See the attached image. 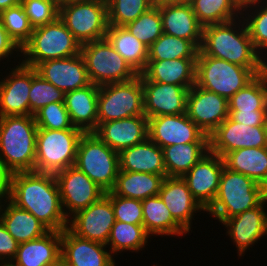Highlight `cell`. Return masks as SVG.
I'll return each mask as SVG.
<instances>
[{"mask_svg": "<svg viewBox=\"0 0 267 266\" xmlns=\"http://www.w3.org/2000/svg\"><path fill=\"white\" fill-rule=\"evenodd\" d=\"M98 125L144 114L141 74L133 80L99 86Z\"/></svg>", "mask_w": 267, "mask_h": 266, "instance_id": "11", "label": "cell"}, {"mask_svg": "<svg viewBox=\"0 0 267 266\" xmlns=\"http://www.w3.org/2000/svg\"><path fill=\"white\" fill-rule=\"evenodd\" d=\"M106 244L80 238L68 228L61 231V263L64 266H116Z\"/></svg>", "mask_w": 267, "mask_h": 266, "instance_id": "21", "label": "cell"}, {"mask_svg": "<svg viewBox=\"0 0 267 266\" xmlns=\"http://www.w3.org/2000/svg\"><path fill=\"white\" fill-rule=\"evenodd\" d=\"M186 114L209 136L229 116L228 99L195 84L187 95Z\"/></svg>", "mask_w": 267, "mask_h": 266, "instance_id": "16", "label": "cell"}, {"mask_svg": "<svg viewBox=\"0 0 267 266\" xmlns=\"http://www.w3.org/2000/svg\"><path fill=\"white\" fill-rule=\"evenodd\" d=\"M223 160L229 170L246 175L267 189V147L231 151Z\"/></svg>", "mask_w": 267, "mask_h": 266, "instance_id": "31", "label": "cell"}, {"mask_svg": "<svg viewBox=\"0 0 267 266\" xmlns=\"http://www.w3.org/2000/svg\"><path fill=\"white\" fill-rule=\"evenodd\" d=\"M189 1H191V0H182V2H189Z\"/></svg>", "mask_w": 267, "mask_h": 266, "instance_id": "57", "label": "cell"}, {"mask_svg": "<svg viewBox=\"0 0 267 266\" xmlns=\"http://www.w3.org/2000/svg\"><path fill=\"white\" fill-rule=\"evenodd\" d=\"M74 166L105 192H109L113 189L120 170L119 155L94 132L83 133Z\"/></svg>", "mask_w": 267, "mask_h": 266, "instance_id": "9", "label": "cell"}, {"mask_svg": "<svg viewBox=\"0 0 267 266\" xmlns=\"http://www.w3.org/2000/svg\"><path fill=\"white\" fill-rule=\"evenodd\" d=\"M7 198L33 214L50 231L61 232L68 227L55 174L35 171L9 174Z\"/></svg>", "mask_w": 267, "mask_h": 266, "instance_id": "1", "label": "cell"}, {"mask_svg": "<svg viewBox=\"0 0 267 266\" xmlns=\"http://www.w3.org/2000/svg\"><path fill=\"white\" fill-rule=\"evenodd\" d=\"M254 0H237V2L241 5V6H243V5H245V4H248V3H251V2H253Z\"/></svg>", "mask_w": 267, "mask_h": 266, "instance_id": "55", "label": "cell"}, {"mask_svg": "<svg viewBox=\"0 0 267 266\" xmlns=\"http://www.w3.org/2000/svg\"><path fill=\"white\" fill-rule=\"evenodd\" d=\"M106 39L138 74L145 70L148 64V47L125 27L109 25Z\"/></svg>", "mask_w": 267, "mask_h": 266, "instance_id": "35", "label": "cell"}, {"mask_svg": "<svg viewBox=\"0 0 267 266\" xmlns=\"http://www.w3.org/2000/svg\"><path fill=\"white\" fill-rule=\"evenodd\" d=\"M252 147H267V125L248 126L227 117L209 135V151L222 158L231 151Z\"/></svg>", "mask_w": 267, "mask_h": 266, "instance_id": "13", "label": "cell"}, {"mask_svg": "<svg viewBox=\"0 0 267 266\" xmlns=\"http://www.w3.org/2000/svg\"><path fill=\"white\" fill-rule=\"evenodd\" d=\"M59 19L82 45L106 37L109 27L106 0H65Z\"/></svg>", "mask_w": 267, "mask_h": 266, "instance_id": "7", "label": "cell"}, {"mask_svg": "<svg viewBox=\"0 0 267 266\" xmlns=\"http://www.w3.org/2000/svg\"><path fill=\"white\" fill-rule=\"evenodd\" d=\"M0 266H9V264L4 263V262H0Z\"/></svg>", "mask_w": 267, "mask_h": 266, "instance_id": "56", "label": "cell"}, {"mask_svg": "<svg viewBox=\"0 0 267 266\" xmlns=\"http://www.w3.org/2000/svg\"><path fill=\"white\" fill-rule=\"evenodd\" d=\"M94 133L111 149L120 152L148 138V118L131 116L100 123Z\"/></svg>", "mask_w": 267, "mask_h": 266, "instance_id": "23", "label": "cell"}, {"mask_svg": "<svg viewBox=\"0 0 267 266\" xmlns=\"http://www.w3.org/2000/svg\"><path fill=\"white\" fill-rule=\"evenodd\" d=\"M164 178L158 174L119 170L111 192L124 198L142 201L159 194Z\"/></svg>", "mask_w": 267, "mask_h": 266, "instance_id": "32", "label": "cell"}, {"mask_svg": "<svg viewBox=\"0 0 267 266\" xmlns=\"http://www.w3.org/2000/svg\"><path fill=\"white\" fill-rule=\"evenodd\" d=\"M241 16L247 26L255 50L267 60V0H254L243 5Z\"/></svg>", "mask_w": 267, "mask_h": 266, "instance_id": "39", "label": "cell"}, {"mask_svg": "<svg viewBox=\"0 0 267 266\" xmlns=\"http://www.w3.org/2000/svg\"><path fill=\"white\" fill-rule=\"evenodd\" d=\"M143 227L150 236H183L186 231L173 219L170 210L157 196L142 200Z\"/></svg>", "mask_w": 267, "mask_h": 266, "instance_id": "33", "label": "cell"}, {"mask_svg": "<svg viewBox=\"0 0 267 266\" xmlns=\"http://www.w3.org/2000/svg\"><path fill=\"white\" fill-rule=\"evenodd\" d=\"M115 215L110 198L105 194L98 201L76 212L68 219V229L76 236L107 244Z\"/></svg>", "mask_w": 267, "mask_h": 266, "instance_id": "14", "label": "cell"}, {"mask_svg": "<svg viewBox=\"0 0 267 266\" xmlns=\"http://www.w3.org/2000/svg\"><path fill=\"white\" fill-rule=\"evenodd\" d=\"M229 111H267V70L228 99Z\"/></svg>", "mask_w": 267, "mask_h": 266, "instance_id": "38", "label": "cell"}, {"mask_svg": "<svg viewBox=\"0 0 267 266\" xmlns=\"http://www.w3.org/2000/svg\"><path fill=\"white\" fill-rule=\"evenodd\" d=\"M0 19L9 37L21 49L29 41L34 29L22 4L2 10Z\"/></svg>", "mask_w": 267, "mask_h": 266, "instance_id": "41", "label": "cell"}, {"mask_svg": "<svg viewBox=\"0 0 267 266\" xmlns=\"http://www.w3.org/2000/svg\"><path fill=\"white\" fill-rule=\"evenodd\" d=\"M266 197L267 189L262 185L224 166L217 195L205 212L222 223L258 206Z\"/></svg>", "mask_w": 267, "mask_h": 266, "instance_id": "4", "label": "cell"}, {"mask_svg": "<svg viewBox=\"0 0 267 266\" xmlns=\"http://www.w3.org/2000/svg\"><path fill=\"white\" fill-rule=\"evenodd\" d=\"M228 117L248 126L267 125V111H229Z\"/></svg>", "mask_w": 267, "mask_h": 266, "instance_id": "49", "label": "cell"}, {"mask_svg": "<svg viewBox=\"0 0 267 266\" xmlns=\"http://www.w3.org/2000/svg\"><path fill=\"white\" fill-rule=\"evenodd\" d=\"M0 221L6 230L20 244L38 239L50 230L33 214L5 200Z\"/></svg>", "mask_w": 267, "mask_h": 266, "instance_id": "30", "label": "cell"}, {"mask_svg": "<svg viewBox=\"0 0 267 266\" xmlns=\"http://www.w3.org/2000/svg\"><path fill=\"white\" fill-rule=\"evenodd\" d=\"M198 52L199 48L192 41L163 33L148 48V61L197 59Z\"/></svg>", "mask_w": 267, "mask_h": 266, "instance_id": "40", "label": "cell"}, {"mask_svg": "<svg viewBox=\"0 0 267 266\" xmlns=\"http://www.w3.org/2000/svg\"><path fill=\"white\" fill-rule=\"evenodd\" d=\"M99 86H88L65 93V106L75 128L84 133L94 132L98 126Z\"/></svg>", "mask_w": 267, "mask_h": 266, "instance_id": "27", "label": "cell"}, {"mask_svg": "<svg viewBox=\"0 0 267 266\" xmlns=\"http://www.w3.org/2000/svg\"><path fill=\"white\" fill-rule=\"evenodd\" d=\"M55 176L62 209L67 219L98 201L106 193L74 165L57 172Z\"/></svg>", "mask_w": 267, "mask_h": 266, "instance_id": "12", "label": "cell"}, {"mask_svg": "<svg viewBox=\"0 0 267 266\" xmlns=\"http://www.w3.org/2000/svg\"><path fill=\"white\" fill-rule=\"evenodd\" d=\"M147 118L186 113L189 90L183 86L148 81L141 74Z\"/></svg>", "mask_w": 267, "mask_h": 266, "instance_id": "20", "label": "cell"}, {"mask_svg": "<svg viewBox=\"0 0 267 266\" xmlns=\"http://www.w3.org/2000/svg\"><path fill=\"white\" fill-rule=\"evenodd\" d=\"M196 60L178 58L148 61L141 74L148 81L180 85L189 90L196 83Z\"/></svg>", "mask_w": 267, "mask_h": 266, "instance_id": "29", "label": "cell"}, {"mask_svg": "<svg viewBox=\"0 0 267 266\" xmlns=\"http://www.w3.org/2000/svg\"><path fill=\"white\" fill-rule=\"evenodd\" d=\"M111 200L115 221L131 224H143L142 201L114 195L111 191L105 193Z\"/></svg>", "mask_w": 267, "mask_h": 266, "instance_id": "47", "label": "cell"}, {"mask_svg": "<svg viewBox=\"0 0 267 266\" xmlns=\"http://www.w3.org/2000/svg\"><path fill=\"white\" fill-rule=\"evenodd\" d=\"M118 155L121 171L152 173L167 177L163 150L149 138L123 149Z\"/></svg>", "mask_w": 267, "mask_h": 266, "instance_id": "28", "label": "cell"}, {"mask_svg": "<svg viewBox=\"0 0 267 266\" xmlns=\"http://www.w3.org/2000/svg\"><path fill=\"white\" fill-rule=\"evenodd\" d=\"M163 33L192 41L199 49L202 44L203 27L199 24L189 2L158 6Z\"/></svg>", "mask_w": 267, "mask_h": 266, "instance_id": "25", "label": "cell"}, {"mask_svg": "<svg viewBox=\"0 0 267 266\" xmlns=\"http://www.w3.org/2000/svg\"><path fill=\"white\" fill-rule=\"evenodd\" d=\"M57 266H64L61 262Z\"/></svg>", "mask_w": 267, "mask_h": 266, "instance_id": "58", "label": "cell"}, {"mask_svg": "<svg viewBox=\"0 0 267 266\" xmlns=\"http://www.w3.org/2000/svg\"><path fill=\"white\" fill-rule=\"evenodd\" d=\"M162 150L167 177H182L209 152V142L180 143Z\"/></svg>", "mask_w": 267, "mask_h": 266, "instance_id": "34", "label": "cell"}, {"mask_svg": "<svg viewBox=\"0 0 267 266\" xmlns=\"http://www.w3.org/2000/svg\"><path fill=\"white\" fill-rule=\"evenodd\" d=\"M90 82L101 86L133 80L139 74L105 38L81 45Z\"/></svg>", "mask_w": 267, "mask_h": 266, "instance_id": "10", "label": "cell"}, {"mask_svg": "<svg viewBox=\"0 0 267 266\" xmlns=\"http://www.w3.org/2000/svg\"><path fill=\"white\" fill-rule=\"evenodd\" d=\"M267 68H246L205 55L200 49L196 60V85L230 99Z\"/></svg>", "mask_w": 267, "mask_h": 266, "instance_id": "5", "label": "cell"}, {"mask_svg": "<svg viewBox=\"0 0 267 266\" xmlns=\"http://www.w3.org/2000/svg\"><path fill=\"white\" fill-rule=\"evenodd\" d=\"M148 138L160 148L180 143L209 142V136L186 113L148 118Z\"/></svg>", "mask_w": 267, "mask_h": 266, "instance_id": "15", "label": "cell"}, {"mask_svg": "<svg viewBox=\"0 0 267 266\" xmlns=\"http://www.w3.org/2000/svg\"><path fill=\"white\" fill-rule=\"evenodd\" d=\"M35 69L63 93L86 87L91 83L81 53L67 58L43 61Z\"/></svg>", "mask_w": 267, "mask_h": 266, "instance_id": "22", "label": "cell"}, {"mask_svg": "<svg viewBox=\"0 0 267 266\" xmlns=\"http://www.w3.org/2000/svg\"><path fill=\"white\" fill-rule=\"evenodd\" d=\"M150 237L143 224L115 221L106 246L113 256L128 250L137 253L144 250Z\"/></svg>", "mask_w": 267, "mask_h": 266, "instance_id": "37", "label": "cell"}, {"mask_svg": "<svg viewBox=\"0 0 267 266\" xmlns=\"http://www.w3.org/2000/svg\"><path fill=\"white\" fill-rule=\"evenodd\" d=\"M22 0H0V12L10 7L16 6L21 3Z\"/></svg>", "mask_w": 267, "mask_h": 266, "instance_id": "52", "label": "cell"}, {"mask_svg": "<svg viewBox=\"0 0 267 266\" xmlns=\"http://www.w3.org/2000/svg\"><path fill=\"white\" fill-rule=\"evenodd\" d=\"M33 116L38 128L49 130L78 129L71 122L65 102L50 103Z\"/></svg>", "mask_w": 267, "mask_h": 266, "instance_id": "45", "label": "cell"}, {"mask_svg": "<svg viewBox=\"0 0 267 266\" xmlns=\"http://www.w3.org/2000/svg\"><path fill=\"white\" fill-rule=\"evenodd\" d=\"M8 174L3 170L0 163V194H7Z\"/></svg>", "mask_w": 267, "mask_h": 266, "instance_id": "51", "label": "cell"}, {"mask_svg": "<svg viewBox=\"0 0 267 266\" xmlns=\"http://www.w3.org/2000/svg\"><path fill=\"white\" fill-rule=\"evenodd\" d=\"M37 131L34 116L0 117V163L8 175L34 171Z\"/></svg>", "mask_w": 267, "mask_h": 266, "instance_id": "3", "label": "cell"}, {"mask_svg": "<svg viewBox=\"0 0 267 266\" xmlns=\"http://www.w3.org/2000/svg\"><path fill=\"white\" fill-rule=\"evenodd\" d=\"M189 3L202 27L241 17L242 6L237 0H191Z\"/></svg>", "mask_w": 267, "mask_h": 266, "instance_id": "36", "label": "cell"}, {"mask_svg": "<svg viewBox=\"0 0 267 266\" xmlns=\"http://www.w3.org/2000/svg\"><path fill=\"white\" fill-rule=\"evenodd\" d=\"M61 262V232L49 231L44 236L20 243L9 266H57Z\"/></svg>", "mask_w": 267, "mask_h": 266, "instance_id": "26", "label": "cell"}, {"mask_svg": "<svg viewBox=\"0 0 267 266\" xmlns=\"http://www.w3.org/2000/svg\"><path fill=\"white\" fill-rule=\"evenodd\" d=\"M224 166L223 158L209 151L182 176L193 197L205 210L217 195Z\"/></svg>", "mask_w": 267, "mask_h": 266, "instance_id": "17", "label": "cell"}, {"mask_svg": "<svg viewBox=\"0 0 267 266\" xmlns=\"http://www.w3.org/2000/svg\"><path fill=\"white\" fill-rule=\"evenodd\" d=\"M18 52L16 55L21 57V49L16 45V43L9 37L8 33L6 32L4 26L2 25L1 19H0V62L2 61V59L8 57H14L12 56V54H14L15 52Z\"/></svg>", "mask_w": 267, "mask_h": 266, "instance_id": "50", "label": "cell"}, {"mask_svg": "<svg viewBox=\"0 0 267 266\" xmlns=\"http://www.w3.org/2000/svg\"><path fill=\"white\" fill-rule=\"evenodd\" d=\"M152 5L160 6L163 4L182 3V0H151Z\"/></svg>", "mask_w": 267, "mask_h": 266, "instance_id": "53", "label": "cell"}, {"mask_svg": "<svg viewBox=\"0 0 267 266\" xmlns=\"http://www.w3.org/2000/svg\"><path fill=\"white\" fill-rule=\"evenodd\" d=\"M6 199H7V194H0V219H1L2 208Z\"/></svg>", "mask_w": 267, "mask_h": 266, "instance_id": "54", "label": "cell"}, {"mask_svg": "<svg viewBox=\"0 0 267 266\" xmlns=\"http://www.w3.org/2000/svg\"><path fill=\"white\" fill-rule=\"evenodd\" d=\"M159 197L170 210L173 219L189 234L193 216L206 211L193 197L182 177H165Z\"/></svg>", "mask_w": 267, "mask_h": 266, "instance_id": "24", "label": "cell"}, {"mask_svg": "<svg viewBox=\"0 0 267 266\" xmlns=\"http://www.w3.org/2000/svg\"><path fill=\"white\" fill-rule=\"evenodd\" d=\"M80 51L81 44L58 17L52 23L33 29L29 41L21 48L23 59L19 60L35 68L43 61L71 57Z\"/></svg>", "mask_w": 267, "mask_h": 266, "instance_id": "6", "label": "cell"}, {"mask_svg": "<svg viewBox=\"0 0 267 266\" xmlns=\"http://www.w3.org/2000/svg\"><path fill=\"white\" fill-rule=\"evenodd\" d=\"M65 93L39 75L31 67V89L29 92L30 116L50 103L64 102Z\"/></svg>", "mask_w": 267, "mask_h": 266, "instance_id": "44", "label": "cell"}, {"mask_svg": "<svg viewBox=\"0 0 267 266\" xmlns=\"http://www.w3.org/2000/svg\"><path fill=\"white\" fill-rule=\"evenodd\" d=\"M108 23L124 27L135 21L153 5L151 0H106Z\"/></svg>", "mask_w": 267, "mask_h": 266, "instance_id": "43", "label": "cell"}, {"mask_svg": "<svg viewBox=\"0 0 267 266\" xmlns=\"http://www.w3.org/2000/svg\"><path fill=\"white\" fill-rule=\"evenodd\" d=\"M19 243L0 221V262L10 264L17 254Z\"/></svg>", "mask_w": 267, "mask_h": 266, "instance_id": "48", "label": "cell"}, {"mask_svg": "<svg viewBox=\"0 0 267 266\" xmlns=\"http://www.w3.org/2000/svg\"><path fill=\"white\" fill-rule=\"evenodd\" d=\"M266 204L267 197L258 206L221 223L227 227L226 233L236 245L238 256H244L245 251L252 248L255 242L260 241L265 235L267 237Z\"/></svg>", "mask_w": 267, "mask_h": 266, "instance_id": "18", "label": "cell"}, {"mask_svg": "<svg viewBox=\"0 0 267 266\" xmlns=\"http://www.w3.org/2000/svg\"><path fill=\"white\" fill-rule=\"evenodd\" d=\"M59 0H22L33 28L54 22L59 16Z\"/></svg>", "mask_w": 267, "mask_h": 266, "instance_id": "46", "label": "cell"}, {"mask_svg": "<svg viewBox=\"0 0 267 266\" xmlns=\"http://www.w3.org/2000/svg\"><path fill=\"white\" fill-rule=\"evenodd\" d=\"M83 133L80 129L49 130L38 128L34 171L56 174L73 166Z\"/></svg>", "mask_w": 267, "mask_h": 266, "instance_id": "8", "label": "cell"}, {"mask_svg": "<svg viewBox=\"0 0 267 266\" xmlns=\"http://www.w3.org/2000/svg\"><path fill=\"white\" fill-rule=\"evenodd\" d=\"M200 50L207 56L246 68H267V61L253 46L242 16L230 22L203 27Z\"/></svg>", "mask_w": 267, "mask_h": 266, "instance_id": "2", "label": "cell"}, {"mask_svg": "<svg viewBox=\"0 0 267 266\" xmlns=\"http://www.w3.org/2000/svg\"><path fill=\"white\" fill-rule=\"evenodd\" d=\"M17 63L0 81V117L30 115L31 67Z\"/></svg>", "mask_w": 267, "mask_h": 266, "instance_id": "19", "label": "cell"}, {"mask_svg": "<svg viewBox=\"0 0 267 266\" xmlns=\"http://www.w3.org/2000/svg\"><path fill=\"white\" fill-rule=\"evenodd\" d=\"M124 27L149 48L163 34L159 7L153 5Z\"/></svg>", "mask_w": 267, "mask_h": 266, "instance_id": "42", "label": "cell"}]
</instances>
